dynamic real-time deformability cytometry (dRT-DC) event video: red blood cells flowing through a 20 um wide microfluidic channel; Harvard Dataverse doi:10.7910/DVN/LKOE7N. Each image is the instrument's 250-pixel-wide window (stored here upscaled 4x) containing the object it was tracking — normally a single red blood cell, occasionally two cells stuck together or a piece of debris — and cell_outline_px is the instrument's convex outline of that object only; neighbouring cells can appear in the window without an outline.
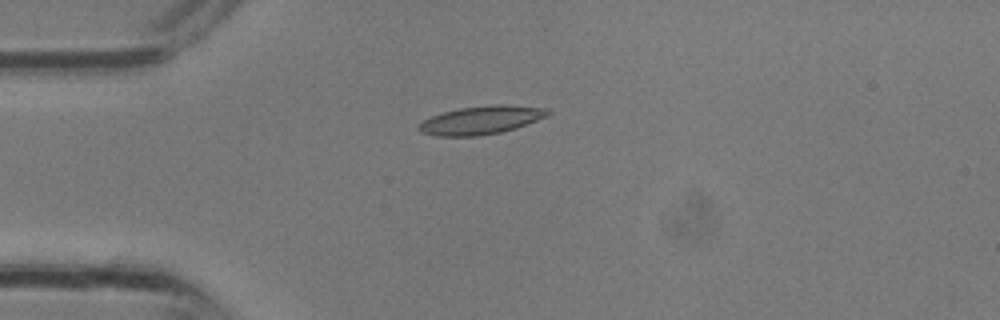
{"species": "common noctule bat (a hibernating species)", "species_latin": "Nyctalus noctula", "temperature_condition": "room temperature", "stored_images_in_passage": 3, "camera_frame_rate_fps": 3000, "um_per_image_px": 0.085, "animal": {"sex": "male", "body_mass_g": 13.3}, "frame": {"image": 1, "passage_image": 2, "time_ms": 0.333, "image_size_px": [1000, 320], "cell_outline_px": [[552, 112], [548, 116], [516, 128], [500, 132], [476, 136], [436, 136], [420, 132], [416, 128], [424, 120], [432, 116], [444, 112], [460, 108], [496, 104], [504, 104], [548, 108]], "centroid_in_image_um": [40.93, 10.2], "position_along_channel_um": 44.1, "area_um2": 21.27}}